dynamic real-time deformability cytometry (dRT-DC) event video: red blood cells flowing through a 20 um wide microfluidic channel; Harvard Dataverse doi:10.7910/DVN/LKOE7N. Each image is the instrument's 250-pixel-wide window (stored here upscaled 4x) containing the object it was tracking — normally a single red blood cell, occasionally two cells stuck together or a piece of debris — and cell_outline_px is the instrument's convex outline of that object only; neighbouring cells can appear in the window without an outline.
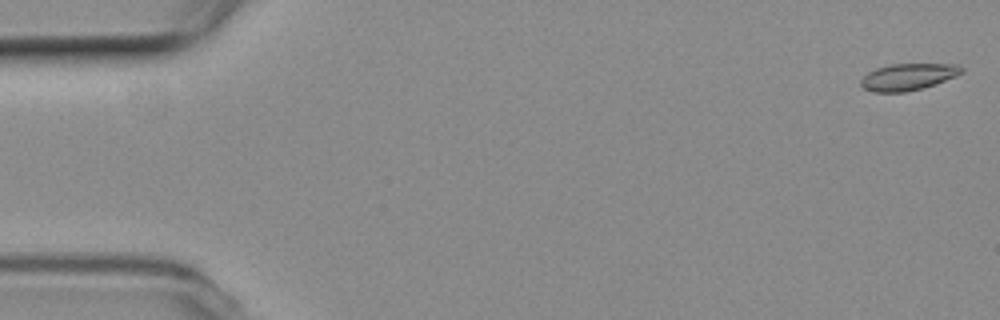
{"species": "common noctule bat (a hibernating species)", "species_latin": "Nyctalus noctula", "temperature_condition": "room temperature", "stored_images_in_passage": 6, "camera_frame_rate_fps": 3000, "um_per_image_px": 0.085, "animal": {"sex": "female", "body_mass_g": 19.3, "forearm_length_mm": 54.1}, "frame": {"image": 1, "passage_image": 1, "time_ms": 0.0, "image_size_px": [1000, 320], "cell_outline_px": [[964, 72], [956, 76], [936, 84], [904, 92], [872, 92], [860, 88], [860, 80], [868, 72], [876, 68], [892, 64], [960, 64], [964, 68]], "centroid_in_image_um": [77.18, 6.53], "position_along_channel_um": 7.8, "area_um2": 15.84}}